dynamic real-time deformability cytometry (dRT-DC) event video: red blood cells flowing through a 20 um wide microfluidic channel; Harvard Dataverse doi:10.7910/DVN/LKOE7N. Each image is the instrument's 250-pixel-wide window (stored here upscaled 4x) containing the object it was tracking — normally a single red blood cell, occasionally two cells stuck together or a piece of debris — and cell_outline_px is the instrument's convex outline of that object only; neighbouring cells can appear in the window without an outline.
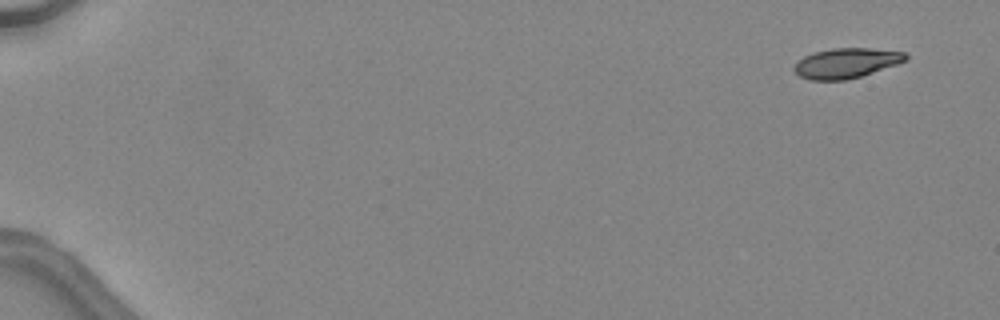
{"species": "common noctule bat (a hibernating species)", "species_latin": "Nyctalus noctula", "temperature_condition": "warm", "stored_images_in_passage": 46, "camera_frame_rate_fps": 3000, "um_per_image_px": 0.085, "animal": {"sex": "female", "body_mass_g": 24.6, "forearm_length_mm": 56.2}, "frame": {"image": 1, "passage_image": 1, "time_ms": 0.0, "image_size_px": [1000, 320], "cell_outline_px": [[908, 60], [860, 76], [844, 80], [812, 80], [800, 76], [792, 68], [804, 56], [812, 52], [832, 48], [868, 48], [904, 52], [908, 56]], "centroid_in_image_um": [71.92, 5.35], "position_along_channel_um": 13.1, "area_um2": 19.25}}
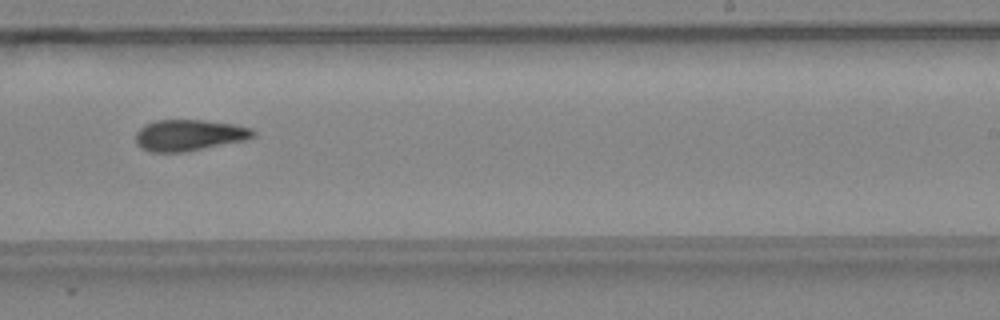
{"frame": {"image": 2, "passage_image": 30, "time_ms": 9.667, "image_size_px": [1000, 320], "cell_outline_px": [[256, 136], [244, 140], [184, 152], [152, 152], [140, 148], [136, 144], [136, 132], [144, 124], [156, 120], [204, 120], [236, 124], [252, 128], [256, 132]], "centroid_in_image_um": [16.07, 11.48], "position_along_channel_um": 272.9, "area_um2": 21.5}}
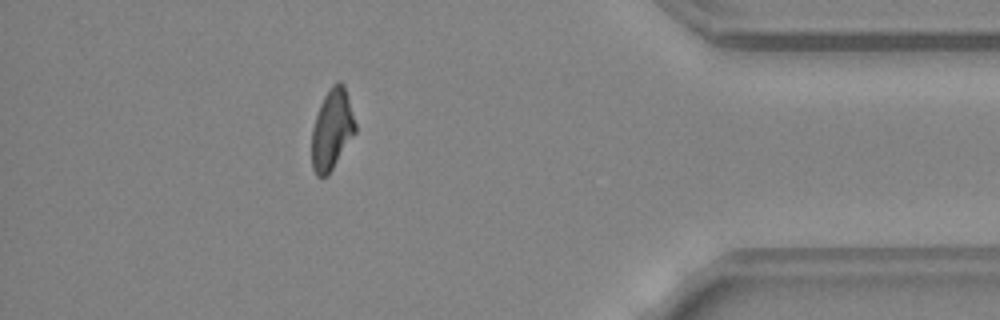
{"frame": {"image": 3, "passage_image": 41, "time_ms": 13.333, "image_size_px": [1000, 320], "cell_outline_px": [[356, 132], [328, 176], [316, 176], [312, 168], [312, 128], [320, 104], [324, 96], [332, 84], [336, 80], [340, 80], [344, 84], [356, 124]], "centroid_in_image_um": [28.22, 11.0], "position_along_channel_um": 407.0, "area_um2": 20.52}, "authors_computed_cell_mechanics": {"area_um2": 21.386, "velocity_mm_per_s": 4.5568, "shape_relaxation_time_tau1_ms": 8.3366, "shape_relaxation_time_tau2_ms": 5.6286, "deformation_change_tau1": 0.2274, "deformation_change_tau2": 0.159}}